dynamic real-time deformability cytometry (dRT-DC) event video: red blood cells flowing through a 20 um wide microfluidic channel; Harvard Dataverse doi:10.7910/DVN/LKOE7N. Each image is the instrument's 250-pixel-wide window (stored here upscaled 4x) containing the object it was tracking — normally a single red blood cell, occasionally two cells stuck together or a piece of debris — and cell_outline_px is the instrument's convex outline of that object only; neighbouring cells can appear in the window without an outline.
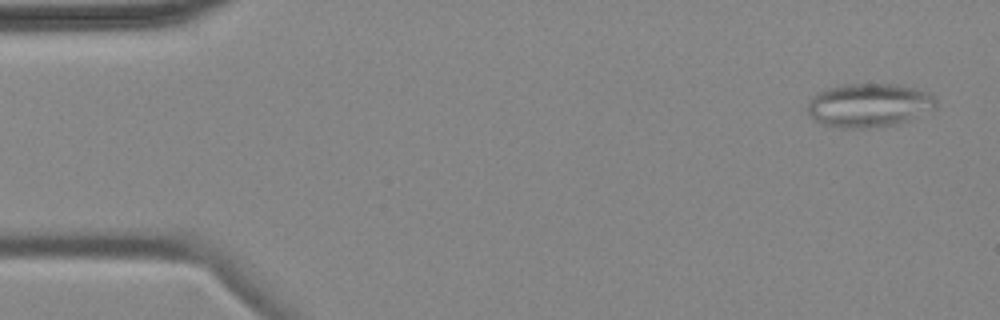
{"species": "common noctule bat (a hibernating species)", "species_latin": "Nyctalus noctula", "temperature_condition": "cold", "stored_images_in_passage": 5, "camera_frame_rate_fps": 3000, "um_per_image_px": 0.085, "animal": {"sex": "female", "body_mass_g": 18.4}, "frame": {"image": 1, "passage_image": 1, "time_ms": 0.0, "image_size_px": [1000, 320], "cell_outline_px": [[936, 108], [908, 120], [896, 124], [876, 128], [848, 128], [824, 124], [816, 120], [808, 112], [808, 104], [812, 96], [816, 92], [828, 88], [848, 84], [892, 84], [912, 88], [928, 92], [936, 100]], "centroid_in_image_um": [73.87, 8.95], "position_along_channel_um": 11.1, "area_um2": 32.43}}